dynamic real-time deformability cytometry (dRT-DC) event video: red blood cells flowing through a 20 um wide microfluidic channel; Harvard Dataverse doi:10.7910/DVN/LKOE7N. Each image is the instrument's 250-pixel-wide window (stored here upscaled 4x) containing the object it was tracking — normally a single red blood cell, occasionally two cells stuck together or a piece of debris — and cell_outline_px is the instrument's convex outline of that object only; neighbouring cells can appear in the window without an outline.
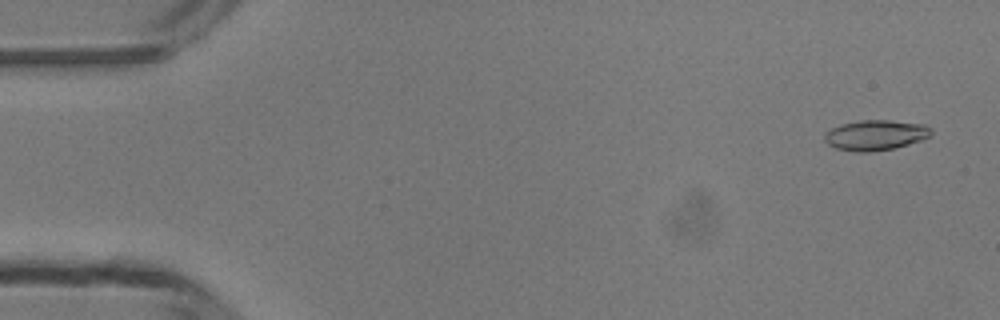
{"species": "common noctule bat (a hibernating species)", "species_latin": "Nyctalus noctula", "temperature_condition": "room temperature", "stored_images_in_passage": 49, "camera_frame_rate_fps": 3000, "um_per_image_px": 0.085, "animal": {"sex": "male", "body_mass_g": 13.3}, "frame": {"image": 1, "passage_image": 3, "time_ms": 0.667, "image_size_px": [1000, 320], "cell_outline_px": [[932, 132], [928, 136], [920, 140], [896, 148], [872, 152], [852, 152], [836, 148], [828, 144], [824, 140], [824, 132], [840, 124], [860, 120], [888, 120], [924, 124], [932, 128]], "centroid_in_image_um": [74.38, 11.49], "position_along_channel_um": 10.6, "area_um2": 18.96}}
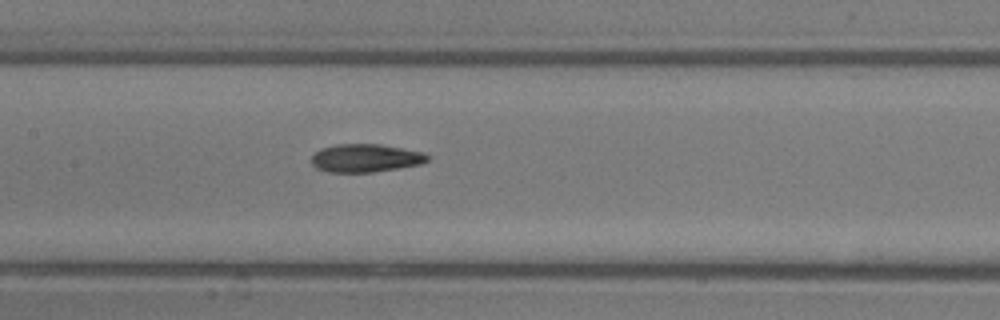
{"frame": {"image": 2, "passage_image": 24, "time_ms": 7.667, "image_size_px": [1000, 320], "cell_outline_px": [[428, 160], [420, 164], [400, 168], [372, 172], [328, 172], [316, 168], [312, 164], [312, 156], [320, 148], [336, 144], [380, 144], [424, 152], [428, 156]], "centroid_in_image_um": [31.06, 13.43], "position_along_channel_um": 176.3, "area_um2": 19.02}}
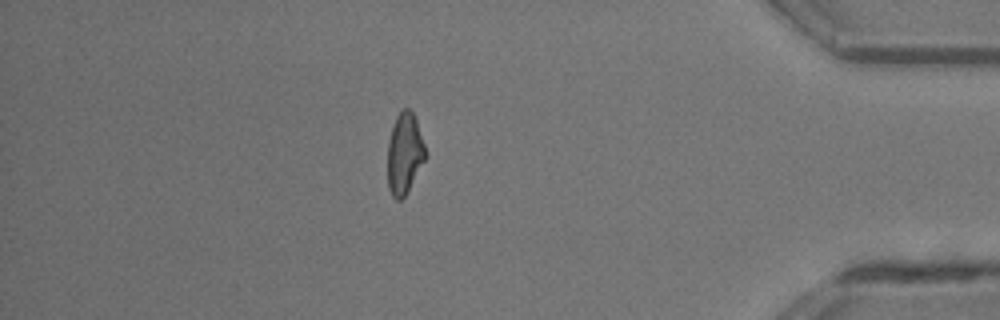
{"frame": {"image": 3, "passage_image": 43, "time_ms": 14.0, "image_size_px": [1000, 320], "cell_outline_px": [[428, 156], [404, 196], [400, 200], [396, 200], [392, 196], [388, 188], [388, 140], [396, 116], [404, 108], [408, 108], [412, 112], [416, 120]], "centroid_in_image_um": [34.39, 13.06], "position_along_channel_um": 400.8, "area_um2": 17.8}, "authors_computed_cell_mechanics": {"area_um2": 18.6694, "velocity_mm_per_s": 4.211, "shape_relaxation_time_tau1_ms": 4.6297, "shape_relaxation_time_tau2_ms": 2.7627, "deformation_change_tau1": 0.1557, "deformation_change_tau2": 0.1127}}